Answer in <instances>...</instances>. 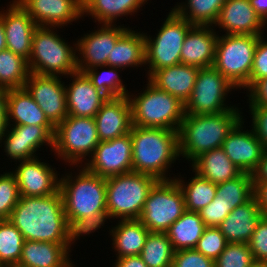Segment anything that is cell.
<instances>
[{
  "label": "cell",
  "instance_id": "cell-1",
  "mask_svg": "<svg viewBox=\"0 0 267 267\" xmlns=\"http://www.w3.org/2000/svg\"><path fill=\"white\" fill-rule=\"evenodd\" d=\"M65 211L60 190L48 196H21L9 220L24 240L66 243Z\"/></svg>",
  "mask_w": 267,
  "mask_h": 267
},
{
  "label": "cell",
  "instance_id": "cell-2",
  "mask_svg": "<svg viewBox=\"0 0 267 267\" xmlns=\"http://www.w3.org/2000/svg\"><path fill=\"white\" fill-rule=\"evenodd\" d=\"M132 168L157 180H172L168 172L180 158L178 131L132 125Z\"/></svg>",
  "mask_w": 267,
  "mask_h": 267
},
{
  "label": "cell",
  "instance_id": "cell-3",
  "mask_svg": "<svg viewBox=\"0 0 267 267\" xmlns=\"http://www.w3.org/2000/svg\"><path fill=\"white\" fill-rule=\"evenodd\" d=\"M233 108L218 114L185 115L178 130L179 155L190 164L201 154L220 148L244 116Z\"/></svg>",
  "mask_w": 267,
  "mask_h": 267
},
{
  "label": "cell",
  "instance_id": "cell-4",
  "mask_svg": "<svg viewBox=\"0 0 267 267\" xmlns=\"http://www.w3.org/2000/svg\"><path fill=\"white\" fill-rule=\"evenodd\" d=\"M146 83L138 95L128 93L132 125L178 131L185 116V104L149 80Z\"/></svg>",
  "mask_w": 267,
  "mask_h": 267
},
{
  "label": "cell",
  "instance_id": "cell-5",
  "mask_svg": "<svg viewBox=\"0 0 267 267\" xmlns=\"http://www.w3.org/2000/svg\"><path fill=\"white\" fill-rule=\"evenodd\" d=\"M57 28L49 26L35 28L31 55L27 61L31 73L65 78L77 71L76 47H74L76 42L73 45L68 44V41L66 42L57 33Z\"/></svg>",
  "mask_w": 267,
  "mask_h": 267
},
{
  "label": "cell",
  "instance_id": "cell-6",
  "mask_svg": "<svg viewBox=\"0 0 267 267\" xmlns=\"http://www.w3.org/2000/svg\"><path fill=\"white\" fill-rule=\"evenodd\" d=\"M77 171L75 175L67 171L59 179L65 215L82 219L107 211L106 178L89 172L83 165Z\"/></svg>",
  "mask_w": 267,
  "mask_h": 267
},
{
  "label": "cell",
  "instance_id": "cell-7",
  "mask_svg": "<svg viewBox=\"0 0 267 267\" xmlns=\"http://www.w3.org/2000/svg\"><path fill=\"white\" fill-rule=\"evenodd\" d=\"M158 180L131 171L106 178L107 211L113 220L139 219L150 189Z\"/></svg>",
  "mask_w": 267,
  "mask_h": 267
},
{
  "label": "cell",
  "instance_id": "cell-8",
  "mask_svg": "<svg viewBox=\"0 0 267 267\" xmlns=\"http://www.w3.org/2000/svg\"><path fill=\"white\" fill-rule=\"evenodd\" d=\"M261 35L223 34L216 42L213 66L236 88L249 89L254 52Z\"/></svg>",
  "mask_w": 267,
  "mask_h": 267
},
{
  "label": "cell",
  "instance_id": "cell-9",
  "mask_svg": "<svg viewBox=\"0 0 267 267\" xmlns=\"http://www.w3.org/2000/svg\"><path fill=\"white\" fill-rule=\"evenodd\" d=\"M156 36L144 33L147 79L158 69L181 63V49L188 31L194 26L172 8ZM151 36V37H150ZM148 74V75H147Z\"/></svg>",
  "mask_w": 267,
  "mask_h": 267
},
{
  "label": "cell",
  "instance_id": "cell-10",
  "mask_svg": "<svg viewBox=\"0 0 267 267\" xmlns=\"http://www.w3.org/2000/svg\"><path fill=\"white\" fill-rule=\"evenodd\" d=\"M99 142L94 118L68 116L55 127L53 152L64 165L75 168L87 162Z\"/></svg>",
  "mask_w": 267,
  "mask_h": 267
},
{
  "label": "cell",
  "instance_id": "cell-11",
  "mask_svg": "<svg viewBox=\"0 0 267 267\" xmlns=\"http://www.w3.org/2000/svg\"><path fill=\"white\" fill-rule=\"evenodd\" d=\"M185 211L184 194L177 181L158 180L148 193L139 220L150 232L165 233Z\"/></svg>",
  "mask_w": 267,
  "mask_h": 267
},
{
  "label": "cell",
  "instance_id": "cell-12",
  "mask_svg": "<svg viewBox=\"0 0 267 267\" xmlns=\"http://www.w3.org/2000/svg\"><path fill=\"white\" fill-rule=\"evenodd\" d=\"M232 90L236 88L214 66L199 68L192 94L185 103V115L218 114L238 108L225 102Z\"/></svg>",
  "mask_w": 267,
  "mask_h": 267
},
{
  "label": "cell",
  "instance_id": "cell-13",
  "mask_svg": "<svg viewBox=\"0 0 267 267\" xmlns=\"http://www.w3.org/2000/svg\"><path fill=\"white\" fill-rule=\"evenodd\" d=\"M99 25L97 30L87 32L76 41V66L80 72L107 65L117 40L129 29L124 24Z\"/></svg>",
  "mask_w": 267,
  "mask_h": 267
},
{
  "label": "cell",
  "instance_id": "cell-14",
  "mask_svg": "<svg viewBox=\"0 0 267 267\" xmlns=\"http://www.w3.org/2000/svg\"><path fill=\"white\" fill-rule=\"evenodd\" d=\"M54 134L55 126L8 125L0 147L11 162L29 160L38 157L36 151L44 145L53 152Z\"/></svg>",
  "mask_w": 267,
  "mask_h": 267
},
{
  "label": "cell",
  "instance_id": "cell-15",
  "mask_svg": "<svg viewBox=\"0 0 267 267\" xmlns=\"http://www.w3.org/2000/svg\"><path fill=\"white\" fill-rule=\"evenodd\" d=\"M91 173L103 178L133 171L130 133L108 141H100L93 155L83 164Z\"/></svg>",
  "mask_w": 267,
  "mask_h": 267
},
{
  "label": "cell",
  "instance_id": "cell-16",
  "mask_svg": "<svg viewBox=\"0 0 267 267\" xmlns=\"http://www.w3.org/2000/svg\"><path fill=\"white\" fill-rule=\"evenodd\" d=\"M65 85L61 76L30 72L24 86L55 127L68 117Z\"/></svg>",
  "mask_w": 267,
  "mask_h": 267
},
{
  "label": "cell",
  "instance_id": "cell-17",
  "mask_svg": "<svg viewBox=\"0 0 267 267\" xmlns=\"http://www.w3.org/2000/svg\"><path fill=\"white\" fill-rule=\"evenodd\" d=\"M16 166L11 172L16 176L21 196H48L59 190L60 174L39 156L19 161Z\"/></svg>",
  "mask_w": 267,
  "mask_h": 267
},
{
  "label": "cell",
  "instance_id": "cell-18",
  "mask_svg": "<svg viewBox=\"0 0 267 267\" xmlns=\"http://www.w3.org/2000/svg\"><path fill=\"white\" fill-rule=\"evenodd\" d=\"M37 26L64 28L83 18L82 0H16ZM72 22V23H71Z\"/></svg>",
  "mask_w": 267,
  "mask_h": 267
},
{
  "label": "cell",
  "instance_id": "cell-19",
  "mask_svg": "<svg viewBox=\"0 0 267 267\" xmlns=\"http://www.w3.org/2000/svg\"><path fill=\"white\" fill-rule=\"evenodd\" d=\"M9 3L6 10L0 11L6 47L28 61L32 50V38L37 25L16 0Z\"/></svg>",
  "mask_w": 267,
  "mask_h": 267
},
{
  "label": "cell",
  "instance_id": "cell-20",
  "mask_svg": "<svg viewBox=\"0 0 267 267\" xmlns=\"http://www.w3.org/2000/svg\"><path fill=\"white\" fill-rule=\"evenodd\" d=\"M242 118L229 132L222 148L228 158L242 172L252 174L261 160L264 148L253 129H244Z\"/></svg>",
  "mask_w": 267,
  "mask_h": 267
},
{
  "label": "cell",
  "instance_id": "cell-21",
  "mask_svg": "<svg viewBox=\"0 0 267 267\" xmlns=\"http://www.w3.org/2000/svg\"><path fill=\"white\" fill-rule=\"evenodd\" d=\"M68 77L72 80L65 86L68 116L94 118L109 98L94 87L84 72L77 70Z\"/></svg>",
  "mask_w": 267,
  "mask_h": 267
},
{
  "label": "cell",
  "instance_id": "cell-22",
  "mask_svg": "<svg viewBox=\"0 0 267 267\" xmlns=\"http://www.w3.org/2000/svg\"><path fill=\"white\" fill-rule=\"evenodd\" d=\"M213 27L225 34L242 35H264V29L267 30L249 0H225Z\"/></svg>",
  "mask_w": 267,
  "mask_h": 267
},
{
  "label": "cell",
  "instance_id": "cell-23",
  "mask_svg": "<svg viewBox=\"0 0 267 267\" xmlns=\"http://www.w3.org/2000/svg\"><path fill=\"white\" fill-rule=\"evenodd\" d=\"M99 141H108L130 133L131 104L128 96L109 98L94 117Z\"/></svg>",
  "mask_w": 267,
  "mask_h": 267
},
{
  "label": "cell",
  "instance_id": "cell-24",
  "mask_svg": "<svg viewBox=\"0 0 267 267\" xmlns=\"http://www.w3.org/2000/svg\"><path fill=\"white\" fill-rule=\"evenodd\" d=\"M213 26L194 25L187 33L182 49L181 64L198 68L213 66L219 31Z\"/></svg>",
  "mask_w": 267,
  "mask_h": 267
},
{
  "label": "cell",
  "instance_id": "cell-25",
  "mask_svg": "<svg viewBox=\"0 0 267 267\" xmlns=\"http://www.w3.org/2000/svg\"><path fill=\"white\" fill-rule=\"evenodd\" d=\"M263 214L253 196L243 205L235 207L218 226L228 243H247Z\"/></svg>",
  "mask_w": 267,
  "mask_h": 267
},
{
  "label": "cell",
  "instance_id": "cell-26",
  "mask_svg": "<svg viewBox=\"0 0 267 267\" xmlns=\"http://www.w3.org/2000/svg\"><path fill=\"white\" fill-rule=\"evenodd\" d=\"M66 243L24 240L18 267H71Z\"/></svg>",
  "mask_w": 267,
  "mask_h": 267
},
{
  "label": "cell",
  "instance_id": "cell-27",
  "mask_svg": "<svg viewBox=\"0 0 267 267\" xmlns=\"http://www.w3.org/2000/svg\"><path fill=\"white\" fill-rule=\"evenodd\" d=\"M198 71L196 66L180 63L156 70L147 80L185 104L192 94Z\"/></svg>",
  "mask_w": 267,
  "mask_h": 267
},
{
  "label": "cell",
  "instance_id": "cell-28",
  "mask_svg": "<svg viewBox=\"0 0 267 267\" xmlns=\"http://www.w3.org/2000/svg\"><path fill=\"white\" fill-rule=\"evenodd\" d=\"M6 110L8 125L54 126L25 87L6 90Z\"/></svg>",
  "mask_w": 267,
  "mask_h": 267
},
{
  "label": "cell",
  "instance_id": "cell-29",
  "mask_svg": "<svg viewBox=\"0 0 267 267\" xmlns=\"http://www.w3.org/2000/svg\"><path fill=\"white\" fill-rule=\"evenodd\" d=\"M108 232L116 258L140 255L150 233L139 219L117 220Z\"/></svg>",
  "mask_w": 267,
  "mask_h": 267
},
{
  "label": "cell",
  "instance_id": "cell-30",
  "mask_svg": "<svg viewBox=\"0 0 267 267\" xmlns=\"http://www.w3.org/2000/svg\"><path fill=\"white\" fill-rule=\"evenodd\" d=\"M189 166L192 172L215 184L234 179L242 173L222 147L201 154Z\"/></svg>",
  "mask_w": 267,
  "mask_h": 267
},
{
  "label": "cell",
  "instance_id": "cell-31",
  "mask_svg": "<svg viewBox=\"0 0 267 267\" xmlns=\"http://www.w3.org/2000/svg\"><path fill=\"white\" fill-rule=\"evenodd\" d=\"M144 33L129 28L116 42L108 57L107 66L126 70V68L145 67Z\"/></svg>",
  "mask_w": 267,
  "mask_h": 267
},
{
  "label": "cell",
  "instance_id": "cell-32",
  "mask_svg": "<svg viewBox=\"0 0 267 267\" xmlns=\"http://www.w3.org/2000/svg\"><path fill=\"white\" fill-rule=\"evenodd\" d=\"M149 0H82L83 17L90 16L99 24H116L124 16H132ZM141 7V8H140ZM120 17V19H119Z\"/></svg>",
  "mask_w": 267,
  "mask_h": 267
},
{
  "label": "cell",
  "instance_id": "cell-33",
  "mask_svg": "<svg viewBox=\"0 0 267 267\" xmlns=\"http://www.w3.org/2000/svg\"><path fill=\"white\" fill-rule=\"evenodd\" d=\"M206 226L198 212L185 211L165 232L174 251L192 249L197 245Z\"/></svg>",
  "mask_w": 267,
  "mask_h": 267
},
{
  "label": "cell",
  "instance_id": "cell-34",
  "mask_svg": "<svg viewBox=\"0 0 267 267\" xmlns=\"http://www.w3.org/2000/svg\"><path fill=\"white\" fill-rule=\"evenodd\" d=\"M193 175L194 176L188 179V181L184 180L181 174H179L178 177L175 175L173 178L183 191L186 210L199 212L215 198L217 184L204 179L196 172H194Z\"/></svg>",
  "mask_w": 267,
  "mask_h": 267
},
{
  "label": "cell",
  "instance_id": "cell-35",
  "mask_svg": "<svg viewBox=\"0 0 267 267\" xmlns=\"http://www.w3.org/2000/svg\"><path fill=\"white\" fill-rule=\"evenodd\" d=\"M172 9L193 25L213 26L225 0H185Z\"/></svg>",
  "mask_w": 267,
  "mask_h": 267
},
{
  "label": "cell",
  "instance_id": "cell-36",
  "mask_svg": "<svg viewBox=\"0 0 267 267\" xmlns=\"http://www.w3.org/2000/svg\"><path fill=\"white\" fill-rule=\"evenodd\" d=\"M254 196L252 174L242 172L238 177L217 184V203L230 208L243 205Z\"/></svg>",
  "mask_w": 267,
  "mask_h": 267
},
{
  "label": "cell",
  "instance_id": "cell-37",
  "mask_svg": "<svg viewBox=\"0 0 267 267\" xmlns=\"http://www.w3.org/2000/svg\"><path fill=\"white\" fill-rule=\"evenodd\" d=\"M29 74L25 58L8 49L0 51V90L24 87Z\"/></svg>",
  "mask_w": 267,
  "mask_h": 267
},
{
  "label": "cell",
  "instance_id": "cell-38",
  "mask_svg": "<svg viewBox=\"0 0 267 267\" xmlns=\"http://www.w3.org/2000/svg\"><path fill=\"white\" fill-rule=\"evenodd\" d=\"M173 255L167 234L150 232L139 256L148 267H171Z\"/></svg>",
  "mask_w": 267,
  "mask_h": 267
},
{
  "label": "cell",
  "instance_id": "cell-39",
  "mask_svg": "<svg viewBox=\"0 0 267 267\" xmlns=\"http://www.w3.org/2000/svg\"><path fill=\"white\" fill-rule=\"evenodd\" d=\"M98 69H102V72H99ZM120 70V68L104 65L88 69L84 73L97 90L108 98H116L128 96L129 93L127 86L123 84V79L118 74Z\"/></svg>",
  "mask_w": 267,
  "mask_h": 267
},
{
  "label": "cell",
  "instance_id": "cell-40",
  "mask_svg": "<svg viewBox=\"0 0 267 267\" xmlns=\"http://www.w3.org/2000/svg\"><path fill=\"white\" fill-rule=\"evenodd\" d=\"M24 238L10 220H0V267L16 266Z\"/></svg>",
  "mask_w": 267,
  "mask_h": 267
},
{
  "label": "cell",
  "instance_id": "cell-41",
  "mask_svg": "<svg viewBox=\"0 0 267 267\" xmlns=\"http://www.w3.org/2000/svg\"><path fill=\"white\" fill-rule=\"evenodd\" d=\"M111 220L108 211H101L84 218H76L72 216L65 217V240L68 250L71 252V246L76 244L75 241L80 237L90 235L102 228L106 220Z\"/></svg>",
  "mask_w": 267,
  "mask_h": 267
},
{
  "label": "cell",
  "instance_id": "cell-42",
  "mask_svg": "<svg viewBox=\"0 0 267 267\" xmlns=\"http://www.w3.org/2000/svg\"><path fill=\"white\" fill-rule=\"evenodd\" d=\"M254 262L247 243H228L214 260V267H250Z\"/></svg>",
  "mask_w": 267,
  "mask_h": 267
},
{
  "label": "cell",
  "instance_id": "cell-43",
  "mask_svg": "<svg viewBox=\"0 0 267 267\" xmlns=\"http://www.w3.org/2000/svg\"><path fill=\"white\" fill-rule=\"evenodd\" d=\"M16 176L11 171L0 174V220H9L12 210L20 200Z\"/></svg>",
  "mask_w": 267,
  "mask_h": 267
},
{
  "label": "cell",
  "instance_id": "cell-44",
  "mask_svg": "<svg viewBox=\"0 0 267 267\" xmlns=\"http://www.w3.org/2000/svg\"><path fill=\"white\" fill-rule=\"evenodd\" d=\"M228 242L218 227H206L195 249L205 257L215 260Z\"/></svg>",
  "mask_w": 267,
  "mask_h": 267
},
{
  "label": "cell",
  "instance_id": "cell-45",
  "mask_svg": "<svg viewBox=\"0 0 267 267\" xmlns=\"http://www.w3.org/2000/svg\"><path fill=\"white\" fill-rule=\"evenodd\" d=\"M171 267H214V260L195 248L174 251Z\"/></svg>",
  "mask_w": 267,
  "mask_h": 267
},
{
  "label": "cell",
  "instance_id": "cell-46",
  "mask_svg": "<svg viewBox=\"0 0 267 267\" xmlns=\"http://www.w3.org/2000/svg\"><path fill=\"white\" fill-rule=\"evenodd\" d=\"M248 245L255 262H267V217L260 219Z\"/></svg>",
  "mask_w": 267,
  "mask_h": 267
},
{
  "label": "cell",
  "instance_id": "cell-47",
  "mask_svg": "<svg viewBox=\"0 0 267 267\" xmlns=\"http://www.w3.org/2000/svg\"><path fill=\"white\" fill-rule=\"evenodd\" d=\"M264 35L258 39L250 73L249 88L257 81L267 77V40Z\"/></svg>",
  "mask_w": 267,
  "mask_h": 267
},
{
  "label": "cell",
  "instance_id": "cell-48",
  "mask_svg": "<svg viewBox=\"0 0 267 267\" xmlns=\"http://www.w3.org/2000/svg\"><path fill=\"white\" fill-rule=\"evenodd\" d=\"M198 213L206 227H218L229 215L230 208L217 203L215 196V198Z\"/></svg>",
  "mask_w": 267,
  "mask_h": 267
},
{
  "label": "cell",
  "instance_id": "cell-49",
  "mask_svg": "<svg viewBox=\"0 0 267 267\" xmlns=\"http://www.w3.org/2000/svg\"><path fill=\"white\" fill-rule=\"evenodd\" d=\"M252 118L251 128L254 130L256 137L262 142L264 150L267 149V107L266 106H249Z\"/></svg>",
  "mask_w": 267,
  "mask_h": 267
},
{
  "label": "cell",
  "instance_id": "cell-50",
  "mask_svg": "<svg viewBox=\"0 0 267 267\" xmlns=\"http://www.w3.org/2000/svg\"><path fill=\"white\" fill-rule=\"evenodd\" d=\"M247 91L248 106L267 107V77L257 80Z\"/></svg>",
  "mask_w": 267,
  "mask_h": 267
},
{
  "label": "cell",
  "instance_id": "cell-51",
  "mask_svg": "<svg viewBox=\"0 0 267 267\" xmlns=\"http://www.w3.org/2000/svg\"><path fill=\"white\" fill-rule=\"evenodd\" d=\"M254 197L263 216L267 217V182H253Z\"/></svg>",
  "mask_w": 267,
  "mask_h": 267
},
{
  "label": "cell",
  "instance_id": "cell-52",
  "mask_svg": "<svg viewBox=\"0 0 267 267\" xmlns=\"http://www.w3.org/2000/svg\"><path fill=\"white\" fill-rule=\"evenodd\" d=\"M7 128L6 90H0V144Z\"/></svg>",
  "mask_w": 267,
  "mask_h": 267
},
{
  "label": "cell",
  "instance_id": "cell-53",
  "mask_svg": "<svg viewBox=\"0 0 267 267\" xmlns=\"http://www.w3.org/2000/svg\"><path fill=\"white\" fill-rule=\"evenodd\" d=\"M253 182H267V149L263 151L261 160L252 173Z\"/></svg>",
  "mask_w": 267,
  "mask_h": 267
},
{
  "label": "cell",
  "instance_id": "cell-54",
  "mask_svg": "<svg viewBox=\"0 0 267 267\" xmlns=\"http://www.w3.org/2000/svg\"><path fill=\"white\" fill-rule=\"evenodd\" d=\"M112 267H148L139 255L116 258Z\"/></svg>",
  "mask_w": 267,
  "mask_h": 267
},
{
  "label": "cell",
  "instance_id": "cell-55",
  "mask_svg": "<svg viewBox=\"0 0 267 267\" xmlns=\"http://www.w3.org/2000/svg\"><path fill=\"white\" fill-rule=\"evenodd\" d=\"M256 15L267 26V0H249Z\"/></svg>",
  "mask_w": 267,
  "mask_h": 267
},
{
  "label": "cell",
  "instance_id": "cell-56",
  "mask_svg": "<svg viewBox=\"0 0 267 267\" xmlns=\"http://www.w3.org/2000/svg\"><path fill=\"white\" fill-rule=\"evenodd\" d=\"M7 49L6 47V37H5V32L3 28V23L2 19L0 18V51H3Z\"/></svg>",
  "mask_w": 267,
  "mask_h": 267
},
{
  "label": "cell",
  "instance_id": "cell-57",
  "mask_svg": "<svg viewBox=\"0 0 267 267\" xmlns=\"http://www.w3.org/2000/svg\"><path fill=\"white\" fill-rule=\"evenodd\" d=\"M250 267H267V262H254Z\"/></svg>",
  "mask_w": 267,
  "mask_h": 267
}]
</instances>
